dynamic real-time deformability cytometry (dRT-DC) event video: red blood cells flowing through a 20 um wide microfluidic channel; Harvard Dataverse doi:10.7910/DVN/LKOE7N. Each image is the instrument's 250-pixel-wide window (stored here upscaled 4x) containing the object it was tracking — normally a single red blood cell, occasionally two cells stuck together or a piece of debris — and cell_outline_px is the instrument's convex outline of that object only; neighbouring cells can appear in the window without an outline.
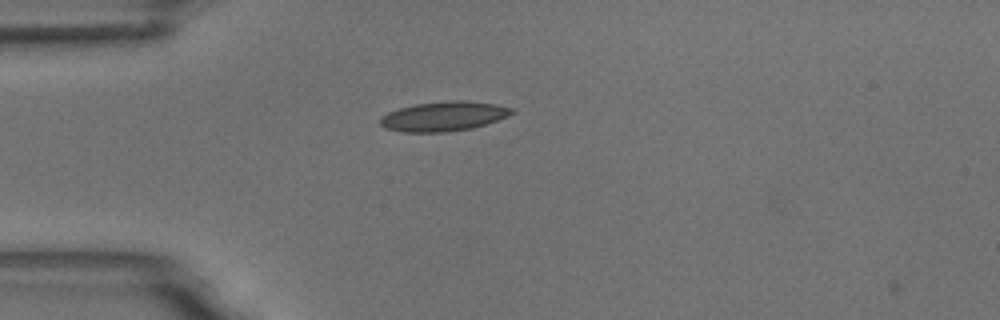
{"species": "common noctule bat (a hibernating species)", "species_latin": "Nyctalus noctula", "temperature_condition": "room temperature", "stored_images_in_passage": 1, "camera_frame_rate_fps": 3000, "um_per_image_px": 0.085, "animal": {"sex": "male", "body_mass_g": 18.8}, "frame": {"image": 1, "passage_image": 1, "time_ms": 0.0, "image_size_px": [1000, 320], "cell_outline_px": [[516, 112], [508, 116], [472, 128], [444, 132], [404, 132], [384, 128], [380, 124], [380, 116], [388, 112], [400, 108], [416, 104], [452, 100], [464, 100], [496, 104], [512, 108]], "centroid_in_image_um": [37.7, 9.88], "position_along_channel_um": 47.3, "area_um2": 22.6}}